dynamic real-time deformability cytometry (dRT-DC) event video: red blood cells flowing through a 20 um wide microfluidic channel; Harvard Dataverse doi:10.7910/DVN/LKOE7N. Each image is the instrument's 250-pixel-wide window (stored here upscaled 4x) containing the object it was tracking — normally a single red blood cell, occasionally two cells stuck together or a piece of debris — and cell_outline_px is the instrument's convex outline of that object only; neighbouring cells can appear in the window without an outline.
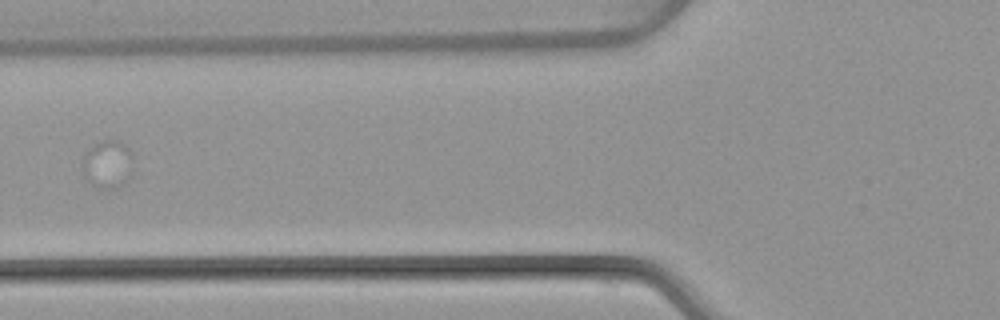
{"species": "common noctule bat (a hibernating species)", "species_latin": "Nyctalus noctula", "temperature_condition": "warm", "stored_images_in_passage": 2, "camera_frame_rate_fps": 3000, "um_per_image_px": 0.085, "animal": {"sex": "female", "body_mass_g": 22.7, "forearm_length_mm": 54.2}, "frame": {"image": 1, "passage_image": 2, "time_ms": 1.333, "image_size_px": [1000, 320], "cell_outline_px": [[132, 176], [124, 184], [116, 188], [100, 188], [92, 184], [84, 176], [84, 156], [100, 140], [120, 140], [132, 152]], "centroid_in_image_um": [9.22, 13.97], "position_along_channel_um": 116.6, "area_um2": 14.05}}